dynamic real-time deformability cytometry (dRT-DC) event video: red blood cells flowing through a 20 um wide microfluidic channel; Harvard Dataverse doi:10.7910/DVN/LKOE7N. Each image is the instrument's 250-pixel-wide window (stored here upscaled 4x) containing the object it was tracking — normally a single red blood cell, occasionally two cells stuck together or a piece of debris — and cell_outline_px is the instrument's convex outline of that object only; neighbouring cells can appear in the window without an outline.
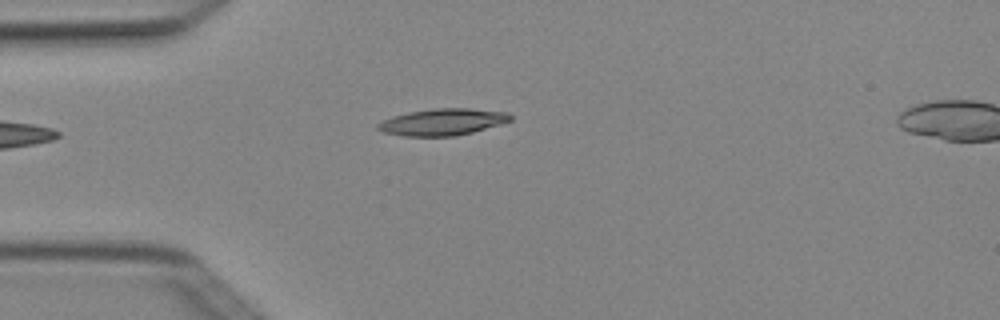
{"species": "Egyptian fruit bat (a non-hibernating species)", "species_latin": "Rousettus aegyptiacus", "temperature_condition": "cold", "stored_images_in_passage": 5, "segment_of_instrument_passage": [1, 2], "camera_frame_rate_fps": 3000, "um_per_image_px": 0.085, "animal": {"sex": "female"}, "frame": {"image": 1, "passage_image": 4, "time_ms": 1.0, "image_size_px": [1000, 320], "cell_outline_px": [[512, 120], [500, 124], [472, 132], [456, 136], [404, 136], [384, 132], [376, 128], [376, 124], [392, 116], [408, 112], [432, 108], [472, 108], [508, 112], [512, 116]], "centroid_in_image_um": [37.62, 10.36], "position_along_channel_um": 47.4, "area_um2": 20.69}}